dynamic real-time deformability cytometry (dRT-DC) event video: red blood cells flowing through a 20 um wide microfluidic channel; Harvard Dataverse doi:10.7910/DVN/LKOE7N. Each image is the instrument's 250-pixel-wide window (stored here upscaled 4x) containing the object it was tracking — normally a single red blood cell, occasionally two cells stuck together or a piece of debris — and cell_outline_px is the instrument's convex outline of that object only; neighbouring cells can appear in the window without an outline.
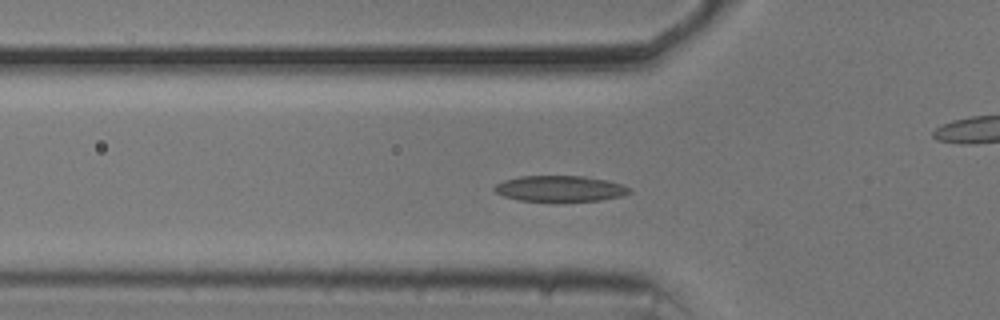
{"species": "common noctule bat (a hibernating species)", "species_latin": "Nyctalus noctula", "temperature_condition": "cold", "stored_images_in_passage": 46, "camera_frame_rate_fps": 3000, "um_per_image_px": 0.085, "animal": {"sex": "male", "body_mass_g": 20.5, "forearm_length_mm": 52.5}, "frame": {"image": 1, "passage_image": 8, "time_ms": 2.333, "image_size_px": [1000, 320], "cell_outline_px": [[632, 192], [624, 196], [600, 200], [552, 204], [520, 200], [504, 196], [496, 192], [492, 188], [496, 184], [504, 180], [520, 176], [584, 176], [608, 180], [620, 184], [628, 188]], "centroid_in_image_um": [47.59, 16.07], "position_along_channel_um": 78.2, "area_um2": 21.15}}
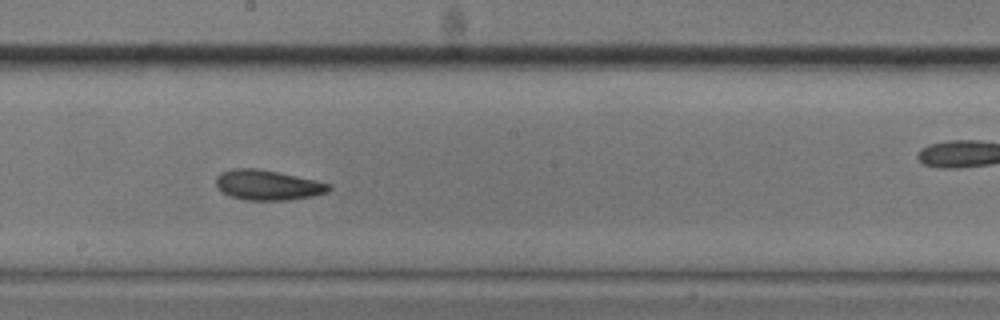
{"frame": {"image": 2, "passage_image": 20, "time_ms": 6.333, "image_size_px": [1000, 320], "cell_outline_px": [[332, 188], [328, 192], [312, 196], [288, 200], [244, 200], [232, 196], [224, 192], [216, 184], [216, 176], [220, 172], [232, 168], [256, 168], [276, 172], [332, 184]], "centroid_in_image_um": [22.76, 15.73], "position_along_channel_um": 225.4, "area_um2": 19.59}}
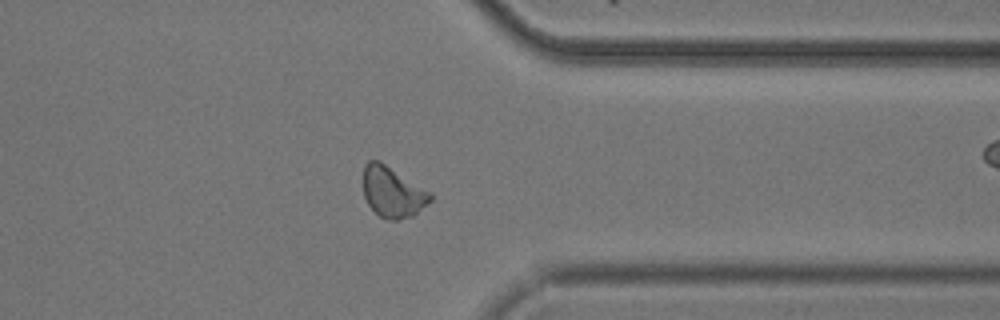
{"frame": {"image": 3, "passage_image": 33, "time_ms": 10.667, "image_size_px": [1000, 320], "cell_outline_px": [[432, 200], [412, 216], [396, 220], [392, 220], [380, 216], [368, 204], [364, 196], [364, 164], [368, 160], [380, 160], [432, 192]], "centroid_in_image_um": [33.39, 16.29], "position_along_channel_um": 378.0, "area_um2": 19.83}, "authors_computed_cell_mechanics": {"area_um2": 19.7387, "velocity_mm_per_s": 3.6582, "shape_relaxation_time_tau1_ms": 2.9451, "shape_relaxation_time_tau2_ms": 3.621, "deformation_change_tau1": 0.1055, "deformation_change_tau2": 0.1022}}